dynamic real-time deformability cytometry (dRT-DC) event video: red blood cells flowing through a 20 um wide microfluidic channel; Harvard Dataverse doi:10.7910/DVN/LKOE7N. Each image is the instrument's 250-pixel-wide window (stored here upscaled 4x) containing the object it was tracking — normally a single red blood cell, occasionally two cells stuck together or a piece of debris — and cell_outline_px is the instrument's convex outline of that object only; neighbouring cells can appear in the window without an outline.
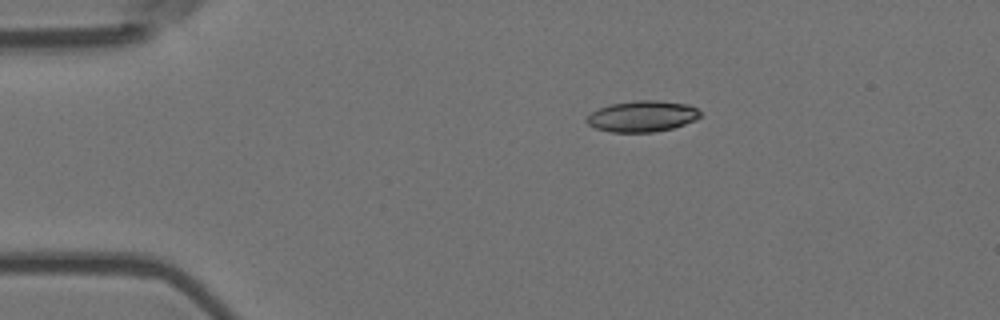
{"species": "Egyptian fruit bat (a non-hibernating species)", "species_latin": "Rousettus aegyptiacus", "temperature_condition": "room temperature", "stored_images_in_passage": 46, "camera_frame_rate_fps": 3000, "um_per_image_px": 0.085, "animal": {"sex": "female"}, "frame": {"image": 1, "passage_image": 1, "time_ms": 0.0, "image_size_px": [1000, 320], "cell_outline_px": [[700, 116], [696, 120], [672, 128], [652, 132], [612, 132], [596, 128], [588, 124], [584, 120], [592, 112], [600, 108], [612, 104], [636, 100], [656, 100], [688, 104], [696, 108], [700, 112]], "centroid_in_image_um": [54.6, 9.88], "position_along_channel_um": 30.4, "area_um2": 20.4}}
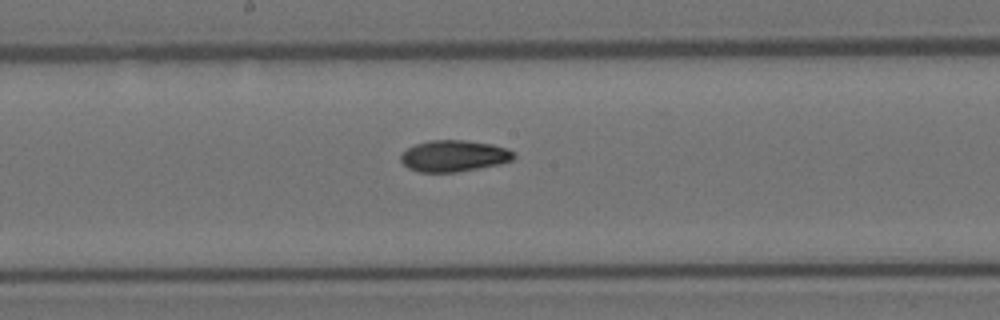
{"frame": {"image": 2, "passage_image": 20, "time_ms": 6.333, "image_size_px": [1000, 320], "cell_outline_px": [[516, 156], [512, 160], [500, 164], [456, 172], [420, 172], [408, 168], [400, 160], [400, 156], [408, 148], [416, 144], [428, 140], [464, 140], [492, 144], [516, 152]], "centroid_in_image_um": [38.59, 13.25], "position_along_channel_um": 209.6, "area_um2": 20.63}}
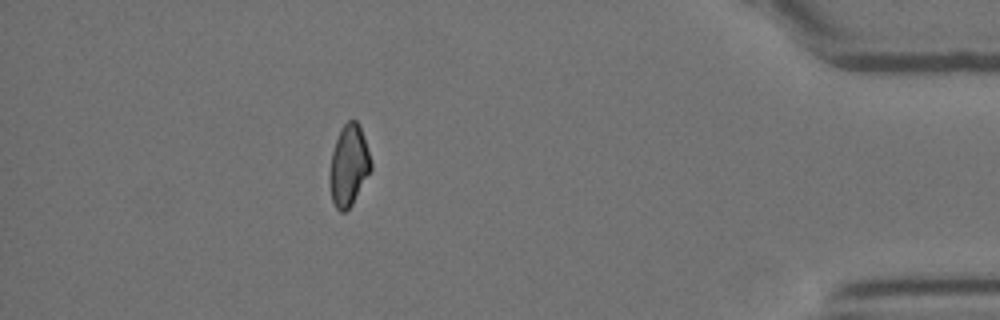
{"frame": {"image": 3, "passage_image": 40, "time_ms": 13.0, "image_size_px": [1000, 320], "cell_outline_px": [[372, 168], [352, 204], [344, 212], [340, 212], [336, 208], [332, 200], [328, 180], [328, 176], [332, 152], [340, 128], [348, 120], [356, 120], [360, 124], [372, 164]], "centroid_in_image_um": [29.62, 14.06], "position_along_channel_um": 405.6, "area_um2": 19.54}, "authors_computed_cell_mechanics": {"area_um2": 20.4612, "velocity_mm_per_s": 3.6644, "shape_relaxation_time_tau1_ms": null, "shape_relaxation_time_tau2_ms": 10.4826, "deformation_change_tau1": null, "deformation_change_tau2": 0.1593}}